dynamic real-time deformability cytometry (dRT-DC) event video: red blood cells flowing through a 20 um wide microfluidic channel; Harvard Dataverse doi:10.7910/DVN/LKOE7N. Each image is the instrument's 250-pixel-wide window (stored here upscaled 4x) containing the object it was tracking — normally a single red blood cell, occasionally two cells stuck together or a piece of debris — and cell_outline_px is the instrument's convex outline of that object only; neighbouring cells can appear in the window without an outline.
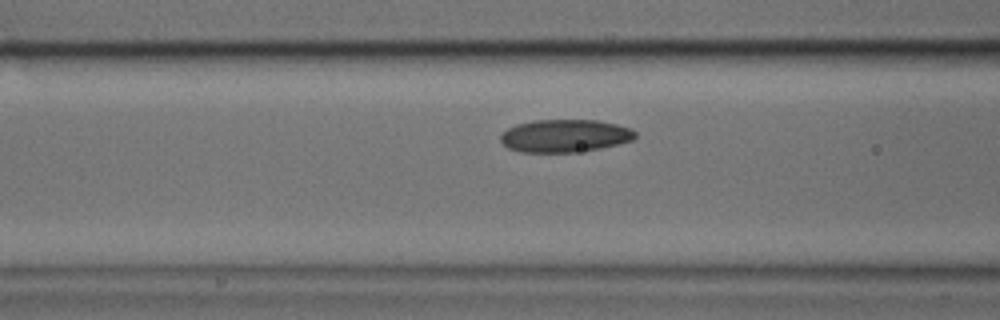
{"species": "common noctule bat (a hibernating species)", "species_latin": "Nyctalus noctula", "temperature_condition": "cold", "stored_images_in_passage": 26, "camera_frame_rate_fps": 3000, "um_per_image_px": 0.085, "animal": {"sex": "male", "body_mass_g": 17.9, "forearm_length_mm": 54.2}, "frame": {"image": 1, "passage_image": 4, "time_ms": 1.0, "image_size_px": [1000, 320], "cell_outline_px": [[636, 136], [632, 140], [600, 148], [576, 152], [520, 152], [508, 148], [500, 140], [500, 136], [508, 128], [516, 124], [536, 120], [596, 120], [616, 124], [632, 128], [636, 132]], "centroid_in_image_um": [48.01, 11.54], "position_along_channel_um": 118.6, "area_um2": 25.61}}
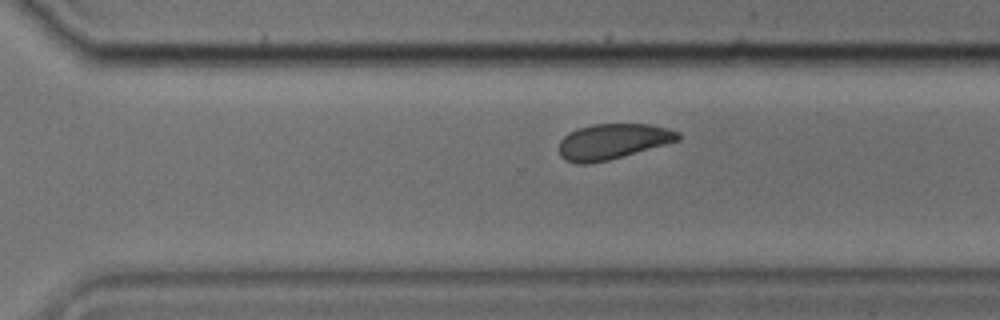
{"frame": {"image": 2, "passage_image": 19, "time_ms": 6.0, "image_size_px": [1000, 320], "cell_outline_px": [[680, 140], [608, 160], [588, 164], [576, 164], [564, 160], [560, 156], [560, 140], [568, 132], [592, 124], [648, 124], [668, 128], [680, 132]], "centroid_in_image_um": [52.07, 12.03], "position_along_channel_um": 318.5, "area_um2": 24.57}}
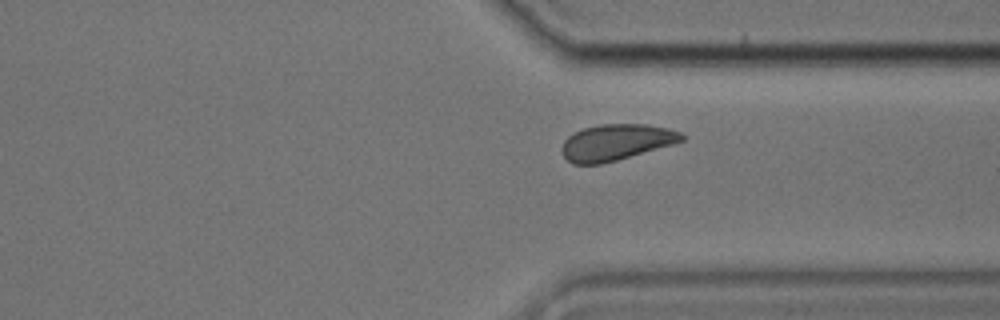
{"frame": {"image": 3, "passage_image": 22, "time_ms": 7.0, "image_size_px": [1000, 320], "cell_outline_px": [[688, 136], [684, 140], [672, 144], [616, 160], [600, 164], [572, 164], [564, 156], [564, 140], [568, 136], [584, 128], [600, 124], [648, 124], [668, 128], [680, 132]], "centroid_in_image_um": [52.41, 12.08], "position_along_channel_um": 359.0, "area_um2": 24.91}}